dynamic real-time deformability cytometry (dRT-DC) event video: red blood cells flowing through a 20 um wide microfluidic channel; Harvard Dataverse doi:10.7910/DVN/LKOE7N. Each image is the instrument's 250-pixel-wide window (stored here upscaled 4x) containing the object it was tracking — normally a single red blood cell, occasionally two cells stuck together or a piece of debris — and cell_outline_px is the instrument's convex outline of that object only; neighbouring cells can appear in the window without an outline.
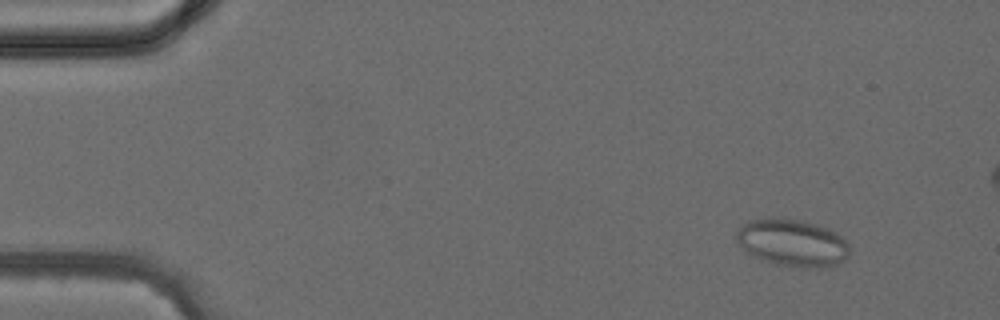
{"species": "common noctule bat (a hibernating species)", "species_latin": "Nyctalus noctula", "temperature_condition": "cold", "stored_images_in_passage": 44, "camera_frame_rate_fps": 3000, "um_per_image_px": 0.085, "animal": {"sex": "female", "body_mass_g": 24.6, "forearm_length_mm": 56.2}, "frame": {"image": 1, "passage_image": 5, "time_ms": 1.333, "image_size_px": [1000, 320], "cell_outline_px": [[848, 256], [840, 264], [828, 268], [800, 268], [776, 264], [764, 260], [748, 252], [736, 240], [736, 232], [748, 220], [804, 220], [828, 228], [836, 232], [848, 244]], "centroid_in_image_um": [67.42, 20.68], "position_along_channel_um": 17.6, "area_um2": 30.69}}
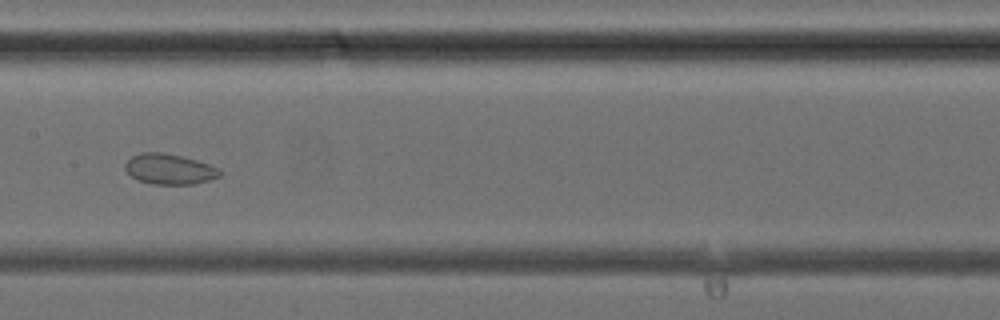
{"frame": {"image": 2, "passage_image": 22, "time_ms": 7.0, "image_size_px": [1000, 320], "cell_outline_px": [[220, 176], [208, 180], [192, 184], [152, 184], [140, 180], [132, 176], [124, 168], [124, 164], [132, 156], [140, 152], [160, 152], [180, 156], [196, 160], [220, 168]], "centroid_in_image_um": [14.39, 14.37], "position_along_channel_um": 193.0, "area_um2": 16.59}}
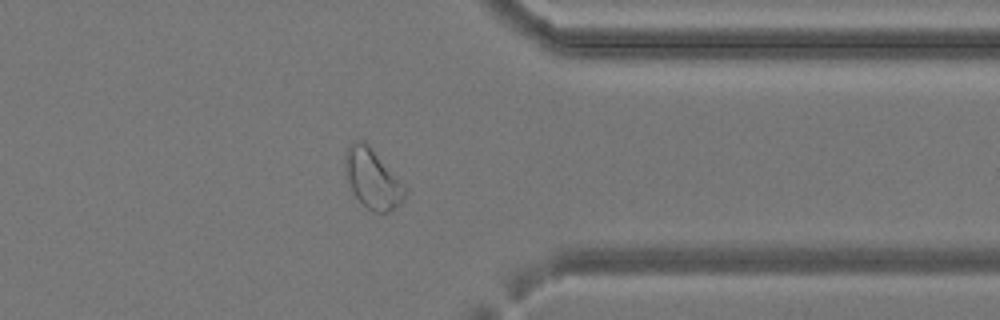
{"frame": {"image": 3, "passage_image": 34, "time_ms": 11.0, "image_size_px": [1000, 320], "cell_outline_px": [[408, 192], [404, 200], [400, 204], [388, 212], [372, 212], [352, 192], [344, 168], [344, 152], [352, 140], [364, 140], [372, 148]], "centroid_in_image_um": [31.62, 15.17], "position_along_channel_um": 379.8, "area_um2": 20.52}}